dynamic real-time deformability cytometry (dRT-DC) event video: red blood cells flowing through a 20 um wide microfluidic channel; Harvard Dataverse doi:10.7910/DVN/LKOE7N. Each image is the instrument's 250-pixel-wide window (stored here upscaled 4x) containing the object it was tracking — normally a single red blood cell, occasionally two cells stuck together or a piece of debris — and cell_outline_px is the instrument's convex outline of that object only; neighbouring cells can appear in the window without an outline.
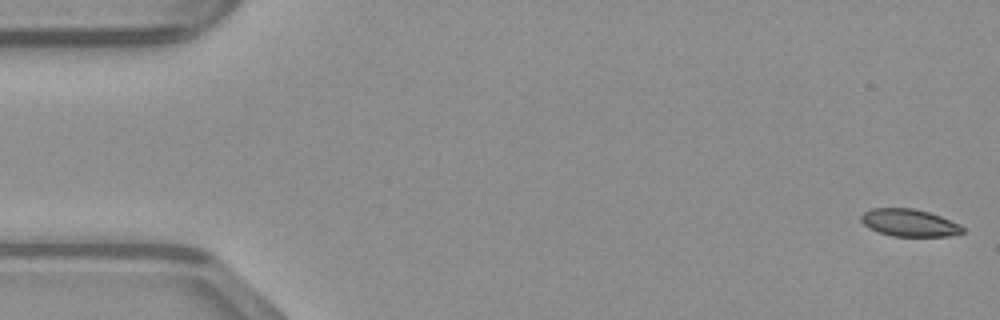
{"species": "common noctule bat (a hibernating species)", "species_latin": "Nyctalus noctula", "temperature_condition": "warm", "stored_images_in_passage": 49, "camera_frame_rate_fps": 3000, "um_per_image_px": 0.085, "animal": {"sex": "male", "body_mass_g": 23.1, "forearm_length_mm": 52.7}, "frame": {"image": 1, "passage_image": 1, "time_ms": 0.0, "image_size_px": [1000, 320], "cell_outline_px": [[964, 232], [952, 236], [892, 236], [868, 228], [860, 220], [860, 216], [864, 212], [872, 208], [912, 208], [928, 212], [940, 216], [960, 224], [964, 228]], "centroid_in_image_um": [77.29, 18.94], "position_along_channel_um": 7.7, "area_um2": 16.18}}
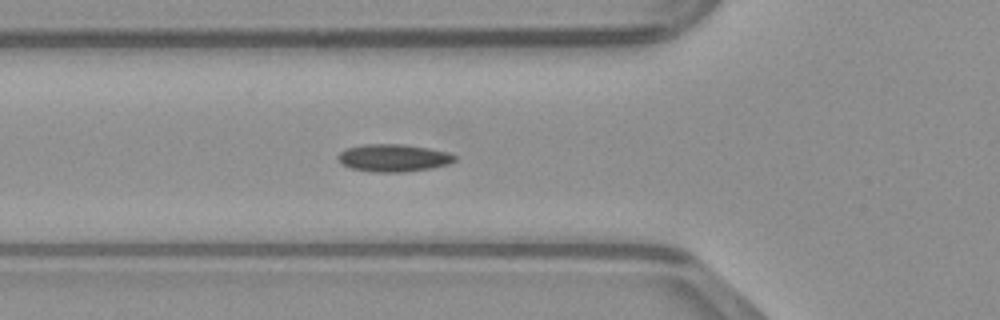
{"frame": {"image": 2, "passage_image": 17, "time_ms": 5.333, "image_size_px": [1000, 320], "cell_outline_px": [[456, 160], [448, 164], [428, 168], [400, 172], [372, 172], [352, 168], [344, 164], [336, 156], [344, 148], [364, 144], [404, 144], [428, 148], [448, 152], [456, 156]], "centroid_in_image_um": [33.43, 13.41], "position_along_channel_um": 92.4, "area_um2": 18.55}}
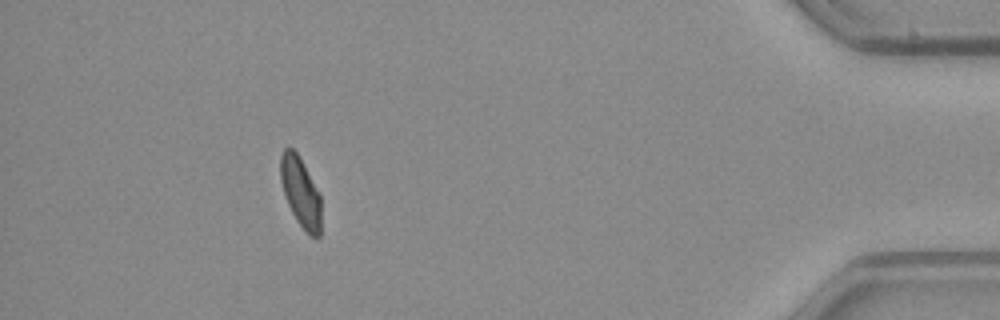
{"frame": {"image": 3, "passage_image": 44, "time_ms": 14.333, "image_size_px": [1000, 320], "cell_outline_px": [[320, 236], [316, 240], [296, 220], [288, 204], [280, 180], [280, 156], [284, 148], [292, 148], [296, 152], [320, 196]], "centroid_in_image_um": [25.53, 16.34], "position_along_channel_um": 409.7, "area_um2": 16.01}}